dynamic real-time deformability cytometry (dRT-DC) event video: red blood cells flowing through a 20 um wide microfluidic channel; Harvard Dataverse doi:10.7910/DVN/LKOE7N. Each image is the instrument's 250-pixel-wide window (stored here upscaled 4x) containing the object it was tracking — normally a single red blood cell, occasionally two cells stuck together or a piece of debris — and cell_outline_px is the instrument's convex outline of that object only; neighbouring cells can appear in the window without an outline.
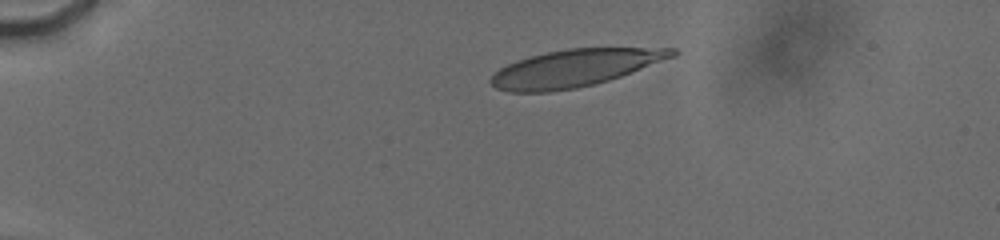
{"species": "human", "species_latin": "Homo sapiens", "temperature_condition": "cold", "stored_images_in_passage": 14, "camera_frame_rate_fps": 3000, "um_per_image_px": 0.085, "donor": {"sex": "male"}, "frame": {"image": 1, "passage_image": 1, "time_ms": 0.0, "image_size_px": [1000, 240], "cell_outline_px": [[680, 52], [676, 56], [620, 76], [596, 84], [576, 88], [548, 92], [508, 92], [496, 88], [488, 80], [500, 68], [516, 60], [548, 52], [568, 48], [676, 48]], "centroid_in_image_um": [48.87, 5.79], "position_along_channel_um": 36.1, "area_um2": 39.13}}
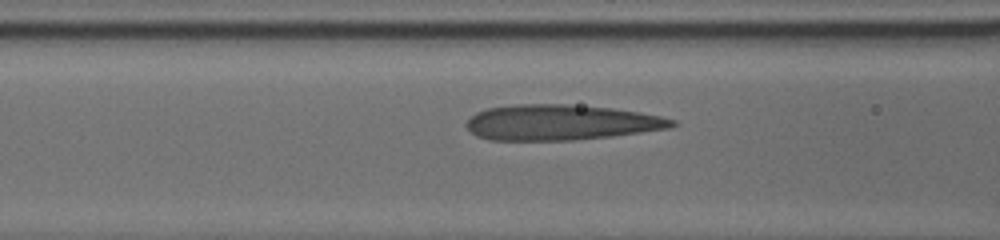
{"frame": {"image": 2, "passage_image": 8, "time_ms": 4.0, "image_size_px": [1000, 240], "cell_outline_px": [[676, 124], [668, 128], [612, 136], [572, 140], [492, 140], [476, 136], [464, 124], [476, 112], [488, 108], [516, 104], [568, 104], [612, 108], [640, 112], [660, 116], [676, 120]], "centroid_in_image_um": [47.65, 10.4], "position_along_channel_um": 118.9, "area_um2": 42.37}}
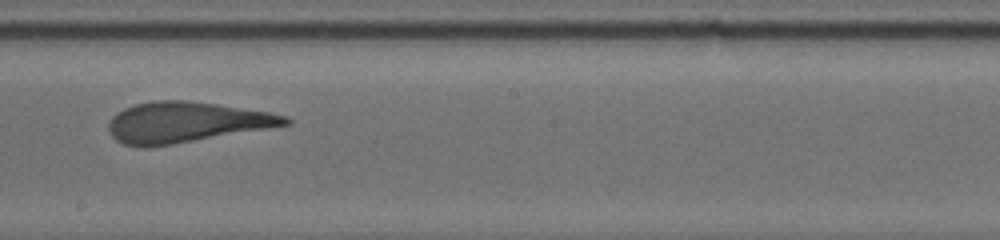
{"frame": {"image": 3, "passage_image": 13, "time_ms": 7.0, "image_size_px": [1000, 240], "cell_outline_px": [[292, 124], [172, 144], [144, 148], [124, 144], [116, 140], [108, 132], [108, 124], [112, 116], [116, 112], [124, 108], [136, 104], [152, 100], [188, 100], [216, 104], [268, 112], [288, 116], [292, 120]], "centroid_in_image_um": [15.77, 10.39], "position_along_channel_um": 232.4, "area_um2": 41.67}}